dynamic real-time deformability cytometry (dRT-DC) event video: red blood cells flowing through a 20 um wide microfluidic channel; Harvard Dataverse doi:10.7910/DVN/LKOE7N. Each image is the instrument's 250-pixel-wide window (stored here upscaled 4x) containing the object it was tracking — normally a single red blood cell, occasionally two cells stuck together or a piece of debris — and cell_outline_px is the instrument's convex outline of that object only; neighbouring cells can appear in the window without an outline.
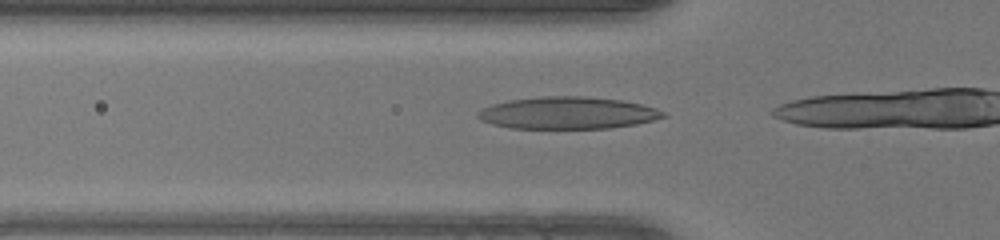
{"species": "human", "species_latin": "Homo sapiens", "temperature_condition": "warm", "stored_images_in_passage": 16, "camera_frame_rate_fps": 3000, "um_per_image_px": 0.085, "donor": {"sex": "female"}, "frame": {"image": 1, "passage_image": 12, "time_ms": 3.667, "image_size_px": [1000, 240], "cell_outline_px": [[668, 116], [636, 124], [608, 128], [512, 128], [492, 124], [480, 120], [476, 116], [476, 112], [492, 104], [508, 100], [540, 96], [584, 96], [620, 100], [640, 104], [656, 108], [664, 112]], "centroid_in_image_um": [48.22, 9.59], "position_along_channel_um": 77.6, "area_um2": 34.62}}